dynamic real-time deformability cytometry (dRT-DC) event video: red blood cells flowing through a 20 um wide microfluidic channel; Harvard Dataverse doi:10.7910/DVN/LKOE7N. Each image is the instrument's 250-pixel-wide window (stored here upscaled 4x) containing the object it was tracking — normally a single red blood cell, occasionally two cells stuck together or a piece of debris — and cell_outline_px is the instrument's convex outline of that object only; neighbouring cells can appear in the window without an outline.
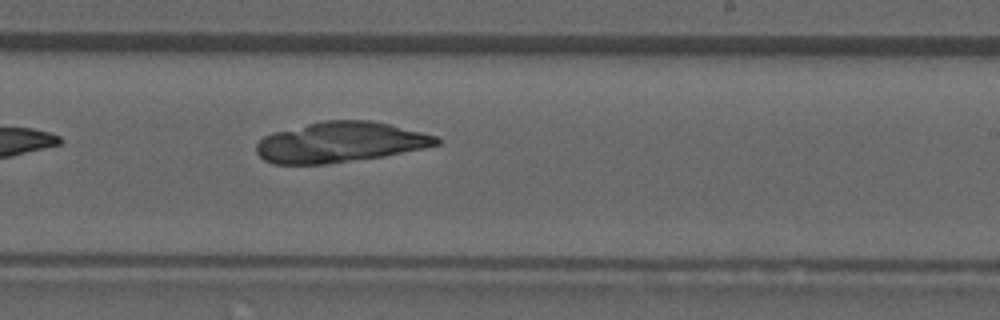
{"species": "common noctule bat (a hibernating species)", "species_latin": "Nyctalus noctula", "temperature_condition": "room temperature", "stored_images_in_passage": 8, "camera_frame_rate_fps": 3000, "um_per_image_px": 0.085, "animal": {"sex": "male", "forearm_length_mm": 52.5}, "frame": {"image": 1, "passage_image": 8, "time_ms": 2.333, "image_size_px": [1000, 320], "cell_outline_px": [[440, 144], [424, 148], [384, 156], [324, 164], [272, 164], [264, 160], [256, 152], [256, 144], [264, 136], [272, 132], [324, 120], [372, 120], [436, 136], [440, 140]], "centroid_in_image_um": [28.88, 12.09], "position_along_channel_um": 260.1, "area_um2": 42.19}}